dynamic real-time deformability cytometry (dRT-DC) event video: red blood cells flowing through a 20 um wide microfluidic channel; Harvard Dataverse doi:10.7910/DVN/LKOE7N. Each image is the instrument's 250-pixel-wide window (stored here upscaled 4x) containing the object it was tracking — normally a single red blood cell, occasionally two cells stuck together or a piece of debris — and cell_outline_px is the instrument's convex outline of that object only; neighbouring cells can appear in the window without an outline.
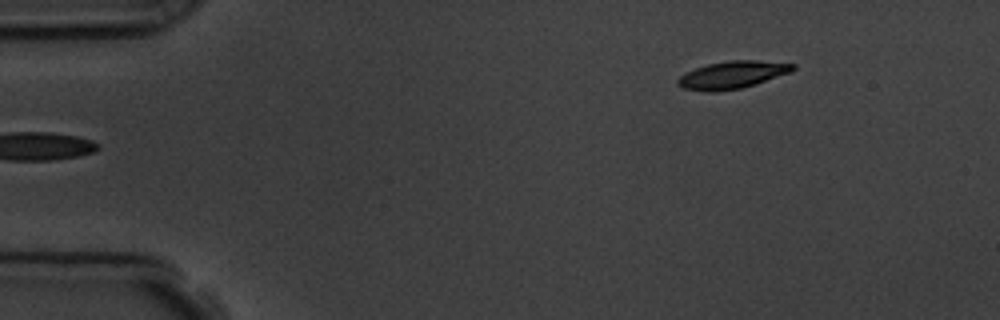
{"species": "common noctule bat (a hibernating species)", "species_latin": "Nyctalus noctula", "temperature_condition": "room temperature", "stored_images_in_passage": 6, "camera_frame_rate_fps": 3000, "um_per_image_px": 0.085, "animal": {"sex": "male", "body_mass_g": 19.5, "forearm_length_mm": 54.6}, "frame": {"image": 1, "passage_image": 6, "time_ms": 5.667, "image_size_px": [1000, 320], "cell_outline_px": [[796, 68], [792, 72], [756, 84], [740, 88], [712, 92], [708, 92], [684, 88], [676, 84], [676, 80], [684, 72], [708, 64], [728, 60], [756, 60], [796, 64]], "centroid_in_image_um": [62.25, 6.36], "position_along_channel_um": 22.7, "area_um2": 18.5}}